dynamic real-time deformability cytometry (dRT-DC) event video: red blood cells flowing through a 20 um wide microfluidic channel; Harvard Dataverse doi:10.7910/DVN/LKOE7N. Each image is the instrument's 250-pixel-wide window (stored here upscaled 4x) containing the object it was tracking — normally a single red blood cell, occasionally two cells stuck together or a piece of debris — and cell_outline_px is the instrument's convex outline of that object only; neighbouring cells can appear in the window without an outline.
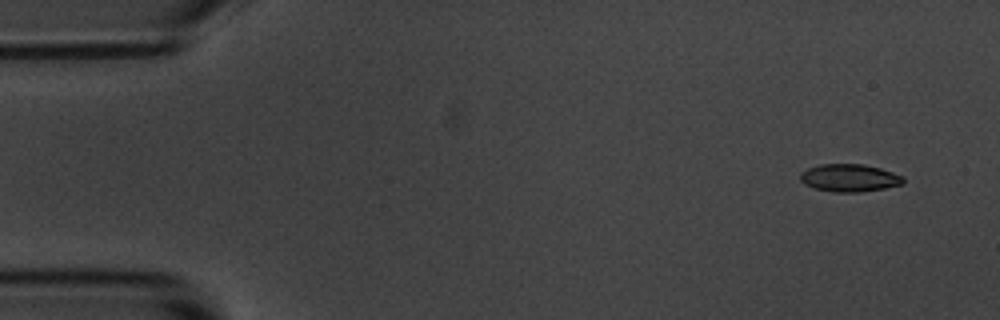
{"species": "common noctule bat (a hibernating species)", "species_latin": "Nyctalus noctula", "temperature_condition": "room temperature", "stored_images_in_passage": 5, "camera_frame_rate_fps": 3000, "um_per_image_px": 0.085, "animal": {"sex": "male", "body_mass_g": 20.1, "forearm_length_mm": 53.5}, "frame": {"image": 1, "passage_image": 1, "time_ms": 0.0, "image_size_px": [1000, 320], "cell_outline_px": [[904, 184], [864, 192], [832, 192], [816, 188], [804, 184], [800, 180], [800, 172], [808, 168], [820, 164], [864, 164], [880, 168], [904, 176]], "centroid_in_image_um": [72.21, 15.12], "position_along_channel_um": 12.8, "area_um2": 16.7}}
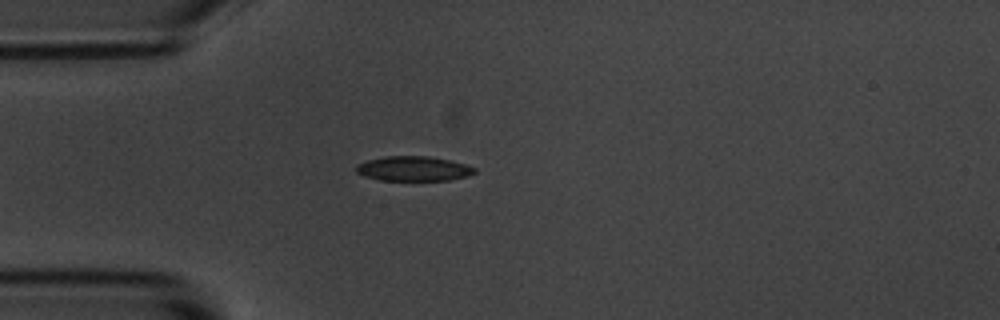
{"frame": {"image": 2, "passage_image": 4, "time_ms": 3.667, "image_size_px": [1000, 320], "cell_outline_px": [[476, 172], [468, 176], [448, 180], [380, 180], [364, 176], [356, 172], [356, 164], [368, 160], [384, 156], [428, 156], [448, 160], [464, 164], [476, 168]], "centroid_in_image_um": [35.13, 14.33], "position_along_channel_um": 49.9, "area_um2": 16.99}}